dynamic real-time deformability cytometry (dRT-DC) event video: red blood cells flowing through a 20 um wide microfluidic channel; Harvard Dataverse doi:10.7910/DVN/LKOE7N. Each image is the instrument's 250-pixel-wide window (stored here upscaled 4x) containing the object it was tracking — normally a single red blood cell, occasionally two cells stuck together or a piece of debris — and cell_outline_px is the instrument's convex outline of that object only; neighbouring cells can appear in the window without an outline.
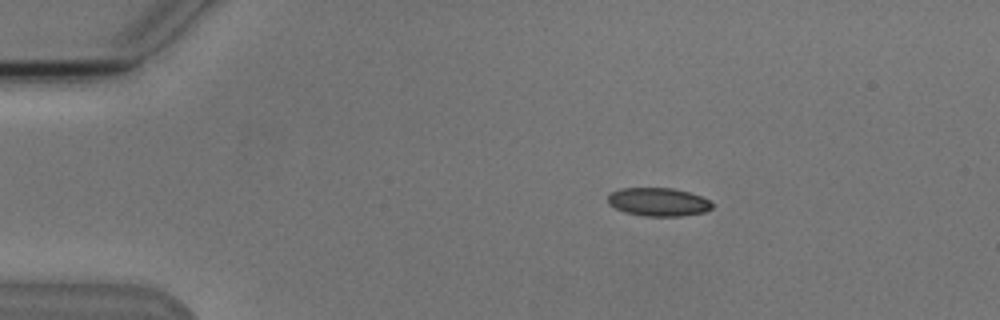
{"species": "Egyptian fruit bat (a non-hibernating species)", "species_latin": "Rousettus aegyptiacus", "temperature_condition": "cold", "stored_images_in_passage": 7, "camera_frame_rate_fps": 3000, "um_per_image_px": 0.085, "animal": {"sex": "male"}, "frame": {"image": 1, "passage_image": 3, "time_ms": 2.333, "image_size_px": [1000, 320], "cell_outline_px": [[712, 208], [704, 212], [680, 216], [644, 216], [624, 212], [608, 204], [608, 196], [612, 192], [620, 188], [672, 188], [688, 192], [700, 196], [708, 200], [712, 204]], "centroid_in_image_um": [55.93, 17.17], "position_along_channel_um": 29.1, "area_um2": 17.11}}
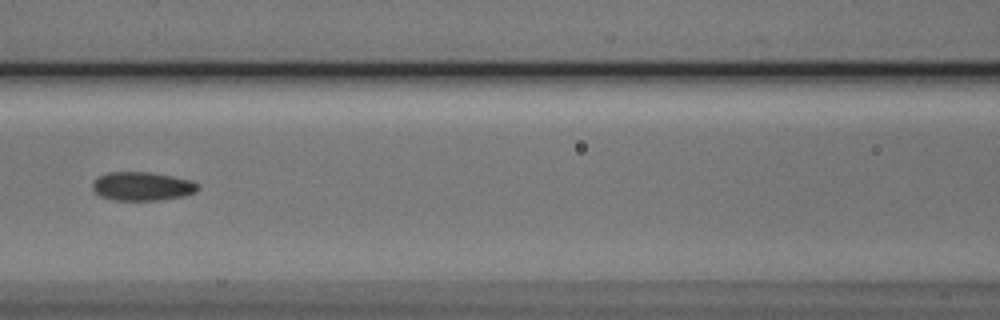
{"frame": {"image": 2, "passage_image": 7, "time_ms": 7.333, "image_size_px": [1000, 320], "cell_outline_px": [[200, 188], [196, 192], [184, 196], [156, 200], [112, 200], [100, 196], [92, 188], [92, 184], [100, 176], [108, 172], [152, 172], [192, 180], [200, 184]], "centroid_in_image_um": [12.13, 15.83], "position_along_channel_um": 154.5, "area_um2": 17.69}}